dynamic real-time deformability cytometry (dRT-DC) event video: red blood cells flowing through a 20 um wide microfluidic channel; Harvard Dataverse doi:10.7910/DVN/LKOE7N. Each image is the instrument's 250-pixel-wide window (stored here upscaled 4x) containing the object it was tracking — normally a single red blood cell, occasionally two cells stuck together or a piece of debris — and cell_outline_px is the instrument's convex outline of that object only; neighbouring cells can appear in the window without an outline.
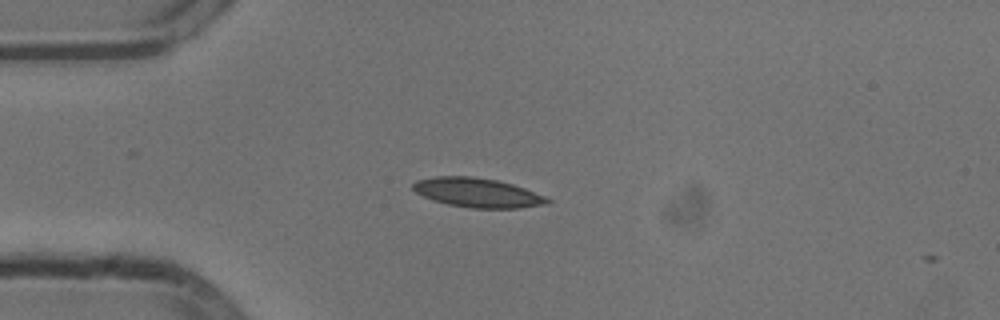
{"species": "common noctule bat (a hibernating species)", "species_latin": "Nyctalus noctula", "temperature_condition": "cold", "stored_images_in_passage": 43, "camera_frame_rate_fps": 3000, "um_per_image_px": 0.085, "animal": {"sex": "male", "body_mass_g": 13.3}, "frame": {"image": 1, "passage_image": 2, "time_ms": 0.333, "image_size_px": [1000, 320], "cell_outline_px": [[552, 200], [548, 204], [520, 208], [472, 208], [448, 204], [424, 196], [416, 192], [412, 188], [412, 184], [416, 180], [436, 176], [472, 176], [496, 180], [512, 184], [524, 188], [544, 196]], "centroid_in_image_um": [40.6, 16.37], "position_along_channel_um": 44.4, "area_um2": 22.77}}
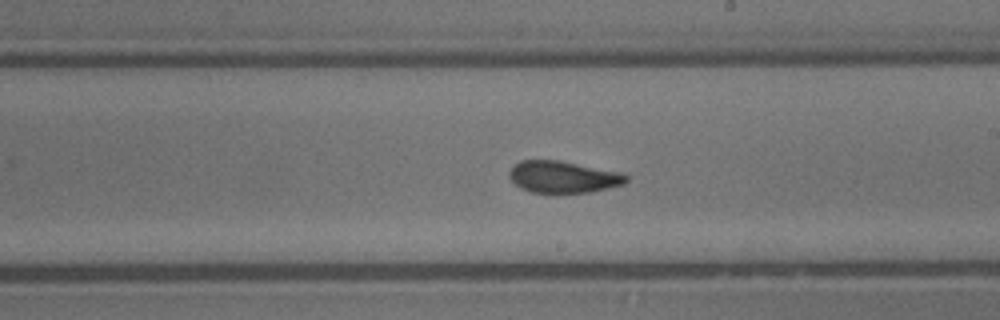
{"frame": {"image": 2, "passage_image": 19, "time_ms": 6.0, "image_size_px": [1000, 320], "cell_outline_px": [[628, 180], [624, 184], [592, 192], [552, 196], [532, 192], [520, 188], [508, 176], [508, 172], [520, 160], [560, 160], [620, 172], [628, 176]], "centroid_in_image_um": [47.86, 15.08], "position_along_channel_um": 241.1, "area_um2": 22.43}}
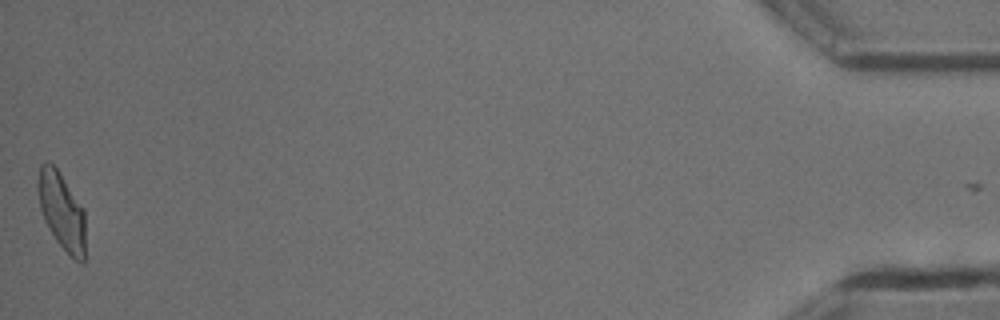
{"frame": {"image": 3, "passage_image": 42, "time_ms": 13.667, "image_size_px": [1000, 320], "cell_outline_px": [[84, 264], [76, 260], [56, 240], [44, 220], [40, 208], [36, 188], [36, 184], [40, 164], [44, 160], [48, 160], [56, 168], [84, 208]], "centroid_in_image_um": [5.2, 17.87], "position_along_channel_um": 430.0, "area_um2": 21.27}, "authors_computed_cell_mechanics": {"area_um2": 21.7328, "velocity_mm_per_s": 3.8055, "shape_relaxation_time_tau1_ms": 3.9149, "shape_relaxation_time_tau2_ms": 1.5493, "deformation_change_tau1": 0.1497, "deformation_change_tau2": 0.0729}}